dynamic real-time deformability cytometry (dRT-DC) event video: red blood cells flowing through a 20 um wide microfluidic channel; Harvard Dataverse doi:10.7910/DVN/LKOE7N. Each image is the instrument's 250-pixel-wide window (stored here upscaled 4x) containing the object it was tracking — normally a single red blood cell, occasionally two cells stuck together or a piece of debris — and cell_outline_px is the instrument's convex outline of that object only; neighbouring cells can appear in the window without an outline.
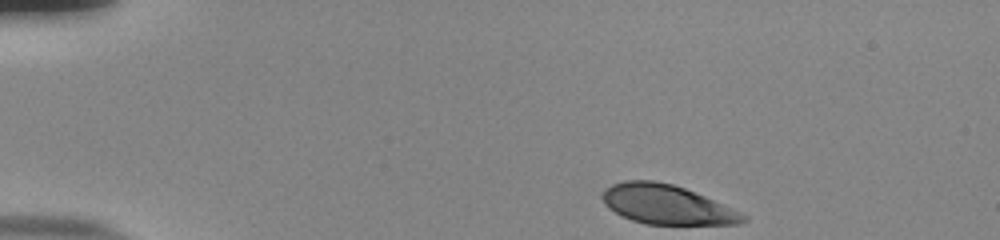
{"species": "human", "species_latin": "Homo sapiens", "temperature_condition": "room temperature", "stored_images_in_passage": 46, "camera_frame_rate_fps": 3000, "um_per_image_px": 0.085, "donor": {"sex": "male"}, "frame": {"image": 1, "passage_image": 1, "time_ms": 0.0, "image_size_px": [1000, 240], "cell_outline_px": [[748, 220], [740, 224], [644, 224], [632, 220], [608, 208], [604, 204], [600, 196], [612, 184], [624, 180], [652, 180], [672, 184], [684, 188], [704, 196], [732, 208], [748, 216]], "centroid_in_image_um": [56.68, 17.39], "position_along_channel_um": 28.3, "area_um2": 32.08}}
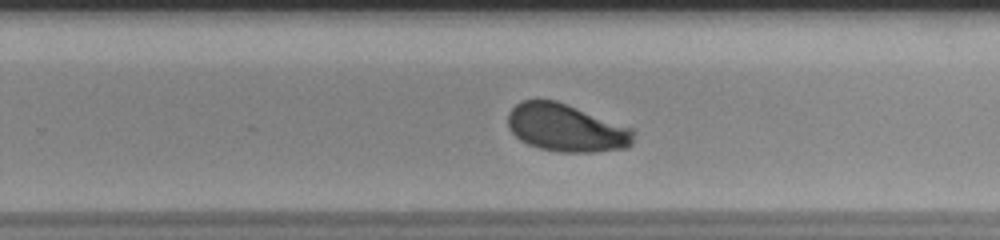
{"frame": {"image": 2, "passage_image": 28, "time_ms": 9.0, "image_size_px": [1000, 240], "cell_outline_px": [[636, 132], [632, 144], [628, 148], [596, 152], [560, 152], [540, 148], [528, 144], [520, 140], [508, 128], [508, 112], [516, 104], [524, 100], [556, 100], [632, 128]], "centroid_in_image_um": [48.14, 10.88], "position_along_channel_um": 281.7, "area_um2": 34.97}}
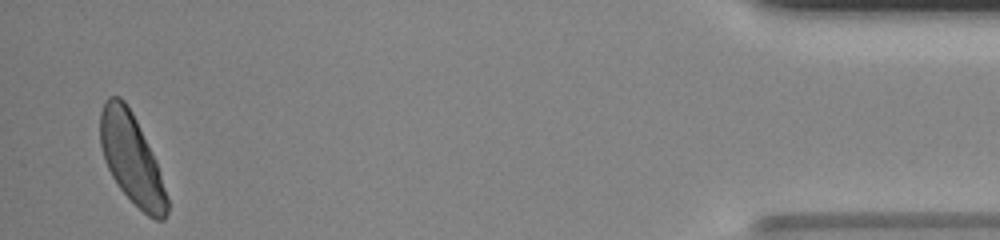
{"frame": {"image": 3, "passage_image": 45, "time_ms": 14.667, "image_size_px": [1000, 240], "cell_outline_px": [[168, 212], [164, 220], [156, 220], [148, 216], [120, 188], [112, 176], [104, 160], [100, 144], [100, 112], [104, 100], [108, 96], [120, 96], [124, 100], [132, 112], [156, 160], [168, 200]], "centroid_in_image_um": [11.17, 13.46], "position_along_channel_um": 424.0, "area_um2": 34.68}, "authors_computed_cell_mechanics": {"area_um2": 35.1713, "velocity_mm_per_s": 3.7799, "shape_relaxation_time_tau1_ms": 2.5207, "shape_relaxation_time_tau2_ms": null, "deformation_change_tau1": 0.1336, "deformation_change_tau2": null}}